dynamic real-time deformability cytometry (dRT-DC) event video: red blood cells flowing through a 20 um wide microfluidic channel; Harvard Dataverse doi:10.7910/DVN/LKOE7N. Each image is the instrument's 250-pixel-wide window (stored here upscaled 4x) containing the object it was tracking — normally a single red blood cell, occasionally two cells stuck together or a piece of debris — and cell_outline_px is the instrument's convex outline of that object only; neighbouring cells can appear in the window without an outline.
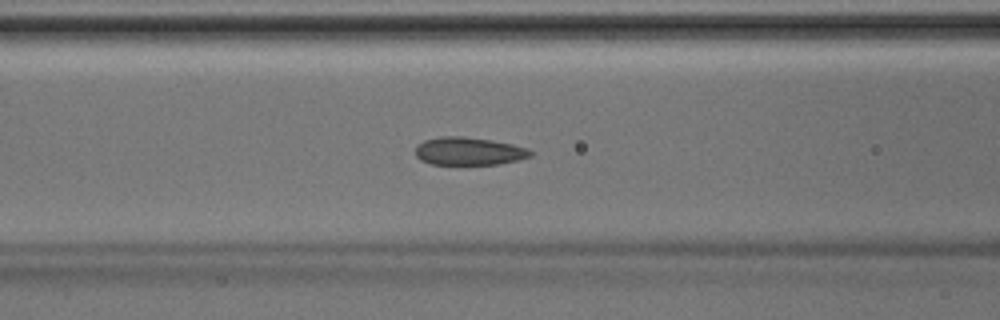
{"species": "Egyptian fruit bat (a non-hibernating species)", "species_latin": "Rousettus aegyptiacus", "temperature_condition": "room temperature", "stored_images_in_passage": 46, "segment_of_instrument_passage": [1, 2], "camera_frame_rate_fps": 3000, "um_per_image_px": 0.085, "animal": {"sex": "male"}, "frame": {"image": 1, "passage_image": 19, "time_ms": 6.0, "image_size_px": [1000, 320], "cell_outline_px": [[532, 156], [500, 164], [432, 164], [420, 160], [416, 156], [416, 144], [424, 140], [440, 136], [464, 136], [492, 140], [512, 144], [528, 148], [532, 152]], "centroid_in_image_um": [39.83, 12.84], "position_along_channel_um": 126.8, "area_um2": 18.79}}
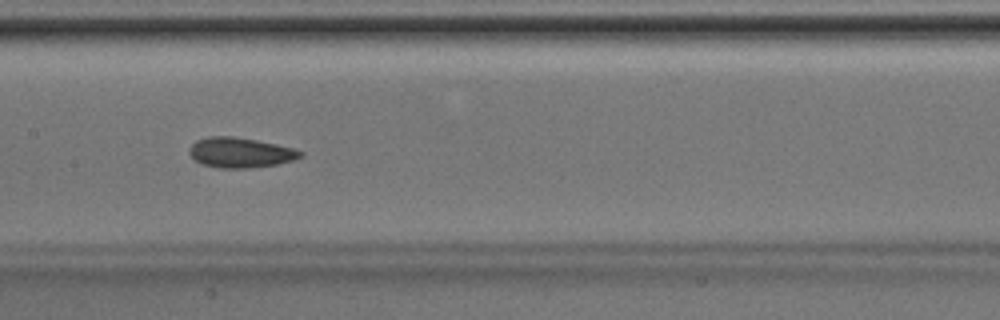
{"frame": {"image": 2, "passage_image": 23, "time_ms": 7.333, "image_size_px": [1000, 320], "cell_outline_px": [[304, 156], [292, 160], [276, 164], [248, 168], [220, 168], [204, 164], [196, 160], [188, 152], [188, 148], [196, 140], [208, 136], [232, 136], [256, 140], [276, 144], [292, 148], [304, 152]], "centroid_in_image_um": [20.42, 12.96], "position_along_channel_um": 187.0, "area_um2": 19.36}}
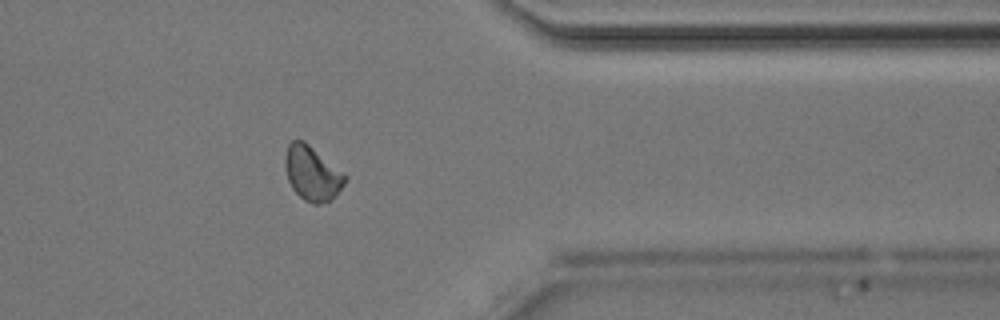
{"frame": {"image": 3, "passage_image": 37, "time_ms": 12.0, "image_size_px": [1000, 320], "cell_outline_px": [[348, 176], [344, 184], [332, 200], [320, 204], [312, 204], [304, 200], [292, 188], [288, 180], [284, 168], [284, 156], [288, 144], [292, 140], [304, 140], [344, 172]], "centroid_in_image_um": [26.53, 14.73], "position_along_channel_um": 384.9, "area_um2": 19.31}}